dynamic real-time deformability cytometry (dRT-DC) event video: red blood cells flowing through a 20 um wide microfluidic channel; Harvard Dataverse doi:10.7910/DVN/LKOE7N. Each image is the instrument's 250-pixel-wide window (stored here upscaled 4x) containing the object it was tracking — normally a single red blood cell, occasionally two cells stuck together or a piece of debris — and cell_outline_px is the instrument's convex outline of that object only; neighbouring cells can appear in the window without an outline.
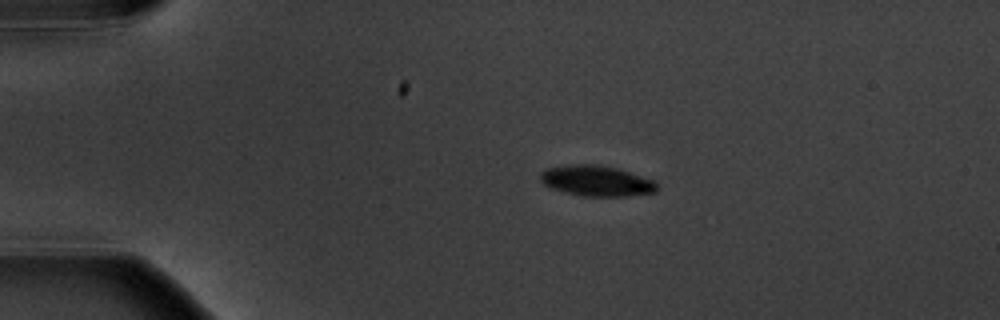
{"species": "common noctule bat (a hibernating species)", "species_latin": "Nyctalus noctula", "temperature_condition": "warm", "stored_images_in_passage": 2, "camera_frame_rate_fps": 3000, "um_per_image_px": 0.085, "animal": {"sex": "male", "body_mass_g": 20.1, "forearm_length_mm": 53.5}, "frame": {"image": 1, "passage_image": 1, "time_ms": 0.0, "image_size_px": [1000, 320], "cell_outline_px": [[656, 192], [624, 196], [580, 196], [552, 188], [544, 184], [540, 180], [540, 172], [548, 168], [568, 164], [600, 164], [616, 168], [656, 180]], "centroid_in_image_um": [50.69, 15.36], "position_along_channel_um": 34.3, "area_um2": 20.81}}